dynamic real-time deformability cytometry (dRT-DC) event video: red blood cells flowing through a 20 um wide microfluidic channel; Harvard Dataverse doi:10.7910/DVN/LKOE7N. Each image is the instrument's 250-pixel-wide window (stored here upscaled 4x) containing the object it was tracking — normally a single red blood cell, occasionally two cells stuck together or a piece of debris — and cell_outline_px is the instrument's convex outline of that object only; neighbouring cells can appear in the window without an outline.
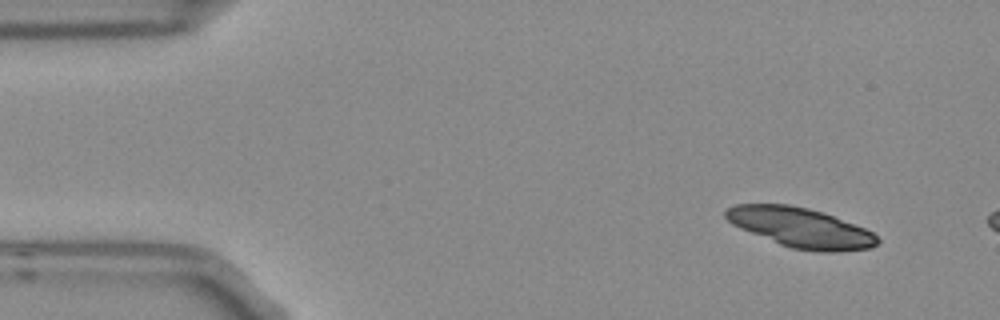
{"species": "Egyptian fruit bat (a non-hibernating species)", "species_latin": "Rousettus aegyptiacus", "temperature_condition": "room temperature", "stored_images_in_passage": 3, "camera_frame_rate_fps": 3000, "um_per_image_px": 0.085, "frame": {"image": 1, "passage_image": 1, "time_ms": 0.0, "image_size_px": [1000, 320], "cell_outline_px": [[880, 240], [872, 248], [836, 252], [820, 252], [792, 248], [780, 244], [740, 228], [732, 224], [724, 216], [724, 212], [728, 208], [736, 204], [788, 204], [808, 208], [824, 212], [864, 228], [872, 232]], "centroid_in_image_um": [68.06, 19.35], "position_along_channel_um": 16.9, "area_um2": 34.97}}